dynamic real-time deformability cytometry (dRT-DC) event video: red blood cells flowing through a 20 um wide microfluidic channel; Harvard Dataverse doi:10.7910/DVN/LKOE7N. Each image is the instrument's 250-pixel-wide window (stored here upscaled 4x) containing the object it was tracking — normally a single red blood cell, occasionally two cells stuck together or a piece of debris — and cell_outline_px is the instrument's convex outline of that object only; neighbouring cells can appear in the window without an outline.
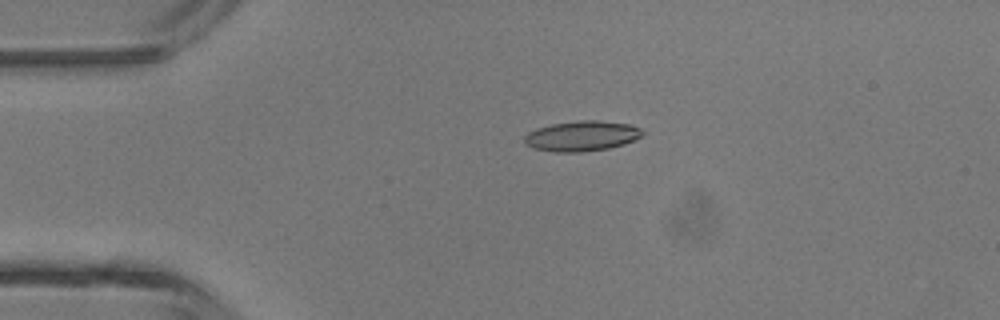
{"species": "common noctule bat (a hibernating species)", "species_latin": "Nyctalus noctula", "temperature_condition": "room temperature", "stored_images_in_passage": 2, "camera_frame_rate_fps": 3000, "um_per_image_px": 0.085, "animal": {"sex": "male", "body_mass_g": 13.3}, "frame": {"image": 1, "passage_image": 1, "time_ms": 0.0, "image_size_px": [1000, 320], "cell_outline_px": [[644, 132], [640, 136], [624, 144], [608, 148], [580, 152], [556, 152], [532, 148], [524, 144], [524, 136], [528, 132], [536, 128], [552, 124], [580, 120], [596, 120], [632, 124], [640, 128]], "centroid_in_image_um": [49.42, 11.55], "position_along_channel_um": 35.6, "area_um2": 20.81}}